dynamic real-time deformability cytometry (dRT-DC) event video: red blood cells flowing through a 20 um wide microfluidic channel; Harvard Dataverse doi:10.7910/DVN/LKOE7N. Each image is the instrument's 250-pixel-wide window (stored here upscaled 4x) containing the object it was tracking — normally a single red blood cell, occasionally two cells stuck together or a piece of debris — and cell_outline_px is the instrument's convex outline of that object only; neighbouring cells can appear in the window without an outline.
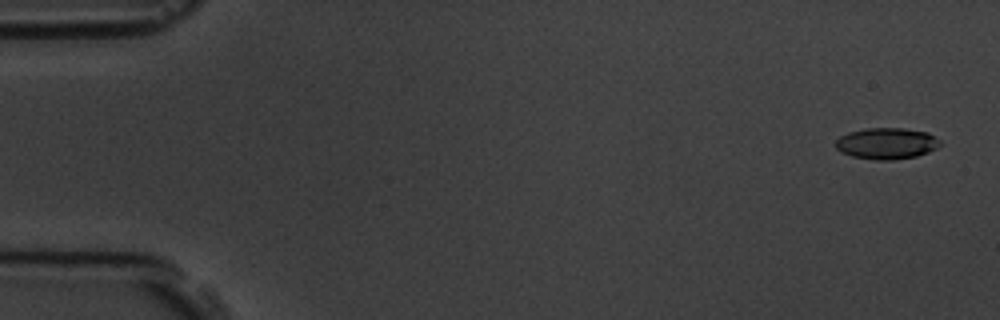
{"species": "common noctule bat (a hibernating species)", "species_latin": "Nyctalus noctula", "temperature_condition": "room temperature", "stored_images_in_passage": 6, "camera_frame_rate_fps": 3000, "um_per_image_px": 0.085, "animal": {"sex": "male", "body_mass_g": 19.5, "forearm_length_mm": 54.6}, "frame": {"image": 1, "passage_image": 1, "time_ms": 0.0, "image_size_px": [1000, 320], "cell_outline_px": [[940, 144], [936, 148], [928, 152], [916, 156], [892, 160], [876, 160], [852, 156], [840, 152], [836, 148], [836, 140], [840, 136], [848, 132], [864, 128], [904, 128], [928, 132], [940, 140]], "centroid_in_image_um": [75.35, 12.18], "position_along_channel_um": 9.7, "area_um2": 19.13}}
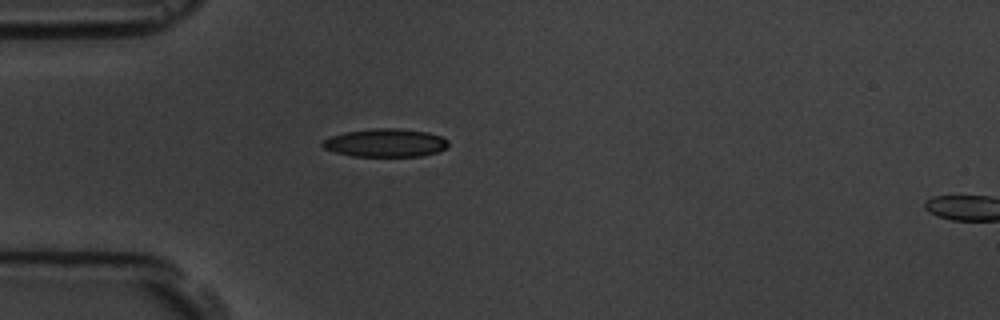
{"frame": {"image": 2, "passage_image": 5, "time_ms": 4.667, "image_size_px": [1000, 320], "cell_outline_px": [[448, 144], [444, 148], [436, 152], [420, 156], [352, 156], [336, 152], [324, 148], [320, 144], [324, 140], [332, 136], [344, 132], [376, 128], [396, 128], [428, 132], [440, 136], [448, 140]], "centroid_in_image_um": [32.75, 12.14], "position_along_channel_um": 52.2, "area_um2": 20.46}}